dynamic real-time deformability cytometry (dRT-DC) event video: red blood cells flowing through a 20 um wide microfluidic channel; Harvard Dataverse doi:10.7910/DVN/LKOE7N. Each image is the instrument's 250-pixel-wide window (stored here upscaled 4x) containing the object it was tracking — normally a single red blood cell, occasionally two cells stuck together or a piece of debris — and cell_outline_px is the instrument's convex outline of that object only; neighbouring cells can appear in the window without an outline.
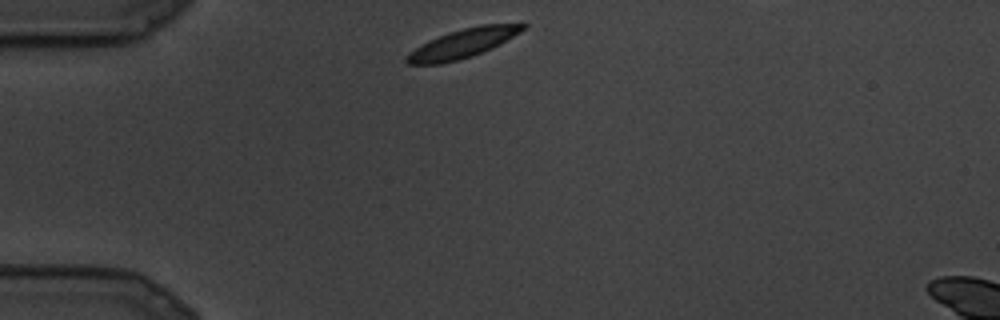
{"species": "common noctule bat (a hibernating species)", "species_latin": "Nyctalus noctula", "temperature_condition": "cold", "stored_images_in_passage": 3, "camera_frame_rate_fps": 3000, "um_per_image_px": 0.085, "animal": {"sex": "male", "body_mass_g": 19.5, "forearm_length_mm": 54.6}, "frame": {"image": 1, "passage_image": 1, "time_ms": 0.0, "image_size_px": [1000, 320], "cell_outline_px": [[528, 24], [520, 32], [500, 44], [492, 48], [472, 56], [440, 64], [408, 64], [404, 60], [404, 56], [428, 40], [448, 32], [480, 24], [524, 20]], "centroid_in_image_um": [39.44, 3.63], "position_along_channel_um": 45.6, "area_um2": 20.11}}